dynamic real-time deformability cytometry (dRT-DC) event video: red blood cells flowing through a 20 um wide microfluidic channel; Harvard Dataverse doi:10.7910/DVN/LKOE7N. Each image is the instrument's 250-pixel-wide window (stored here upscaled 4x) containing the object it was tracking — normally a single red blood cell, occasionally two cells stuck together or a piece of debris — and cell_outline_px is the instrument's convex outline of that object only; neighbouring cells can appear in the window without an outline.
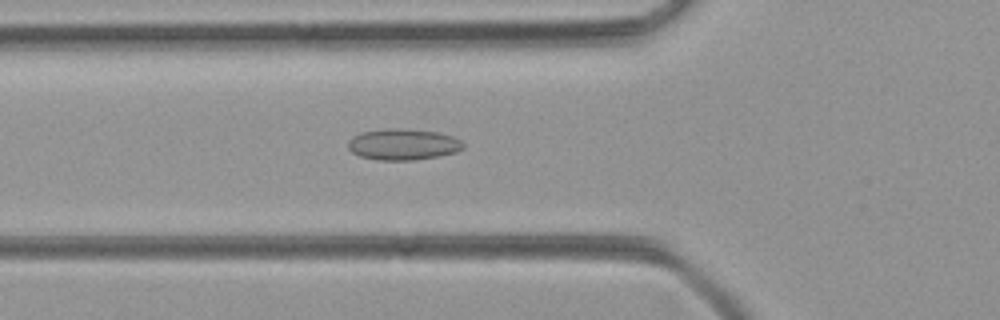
{"species": "common noctule bat (a hibernating species)", "species_latin": "Nyctalus noctula", "temperature_condition": "room temperature", "stored_images_in_passage": 33, "camera_frame_rate_fps": 3000, "um_per_image_px": 0.085, "animal": {"sex": "female", "body_mass_g": 21.9}, "frame": {"image": 1, "passage_image": 6, "time_ms": 1.667, "image_size_px": [1000, 320], "cell_outline_px": [[464, 148], [456, 152], [436, 156], [412, 160], [380, 160], [360, 156], [352, 152], [348, 148], [348, 140], [352, 136], [360, 132], [388, 128], [396, 128], [436, 132], [452, 136], [460, 140], [464, 144]], "centroid_in_image_um": [34.23, 12.27], "position_along_channel_um": 91.6, "area_um2": 20.81}}
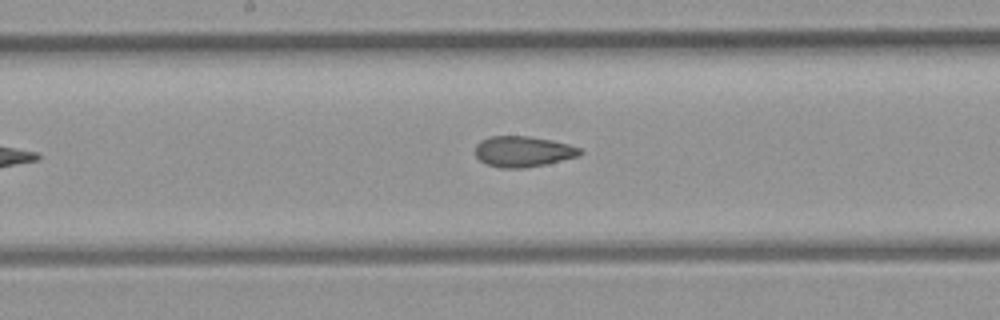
{"frame": {"image": 2, "passage_image": 14, "time_ms": 4.333, "image_size_px": [1000, 320], "cell_outline_px": [[584, 152], [580, 156], [548, 164], [524, 168], [500, 168], [488, 164], [480, 160], [476, 156], [476, 144], [480, 140], [488, 136], [528, 136], [552, 140], [568, 144], [580, 148]], "centroid_in_image_um": [44.49, 12.88], "position_along_channel_um": 203.7, "area_um2": 18.96}}
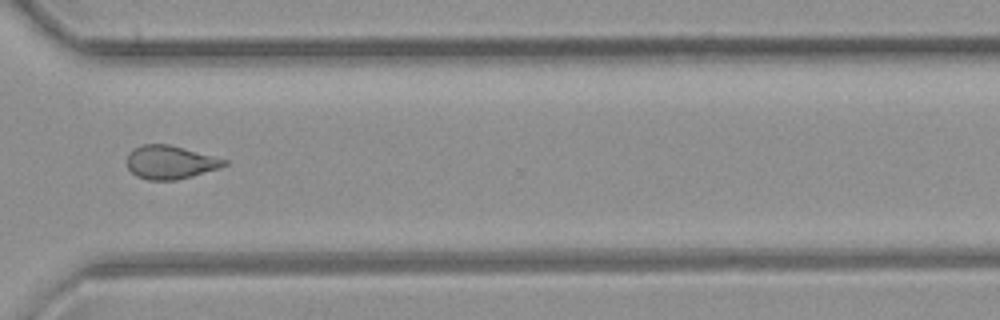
{"frame": {"image": 3, "passage_image": 25, "time_ms": 8.0, "image_size_px": [1000, 320], "cell_outline_px": [[228, 164], [220, 168], [192, 176], [176, 180], [148, 180], [136, 176], [128, 168], [128, 156], [132, 148], [144, 144], [168, 144], [228, 160]], "centroid_in_image_um": [14.47, 13.8], "position_along_channel_um": 356.1, "area_um2": 18.84}}